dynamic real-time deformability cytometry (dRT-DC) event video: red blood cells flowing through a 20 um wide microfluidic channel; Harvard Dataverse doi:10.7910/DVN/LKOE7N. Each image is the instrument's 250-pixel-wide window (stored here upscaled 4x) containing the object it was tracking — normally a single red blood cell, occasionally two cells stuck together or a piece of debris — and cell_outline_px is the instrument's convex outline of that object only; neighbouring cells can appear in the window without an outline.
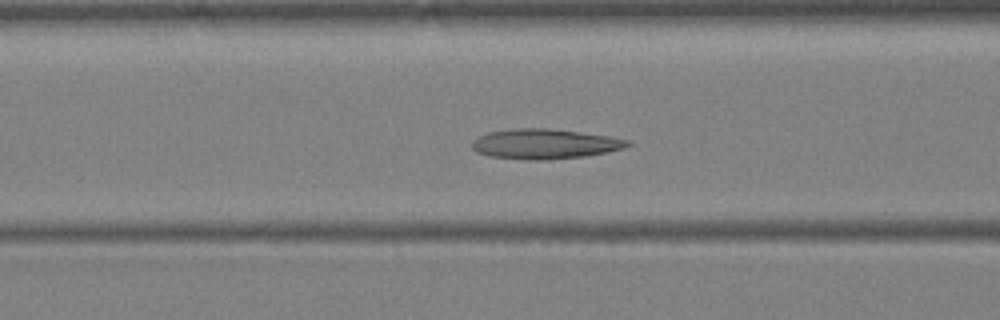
{"species": "Egyptian fruit bat (a non-hibernating species)", "species_latin": "Rousettus aegyptiacus", "temperature_condition": "warm", "stored_images_in_passage": 38, "camera_frame_rate_fps": 3000, "um_per_image_px": 0.085, "animal": {"sex": "female"}, "frame": {"image": 1, "passage_image": 15, "time_ms": 4.667, "image_size_px": [1000, 320], "cell_outline_px": [[632, 144], [624, 148], [608, 152], [584, 156], [548, 160], [532, 160], [492, 156], [476, 152], [472, 148], [472, 140], [488, 132], [512, 128], [548, 128], [580, 132], [608, 136], [632, 140]], "centroid_in_image_um": [46.33, 12.23], "position_along_channel_um": 120.3, "area_um2": 27.22}}
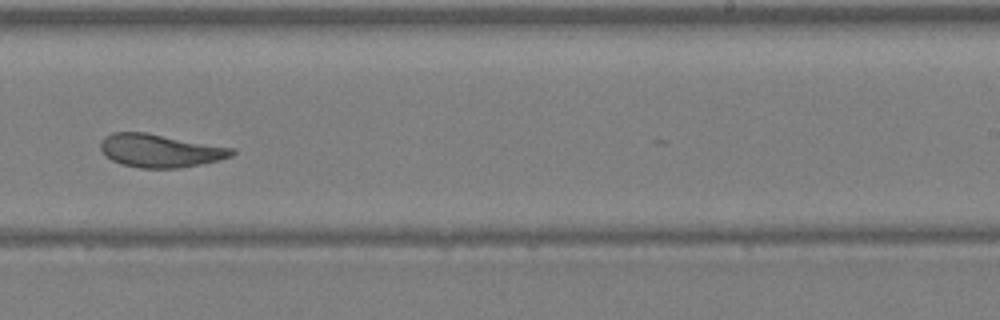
{"frame": {"image": 2, "passage_image": 24, "time_ms": 7.667, "image_size_px": [1000, 320], "cell_outline_px": [[236, 152], [232, 156], [220, 160], [200, 164], [176, 168], [140, 168], [124, 164], [112, 160], [104, 156], [100, 148], [100, 140], [104, 136], [112, 132], [144, 132], [236, 148]], "centroid_in_image_um": [13.61, 12.8], "position_along_channel_um": 275.4, "area_um2": 25.49}}
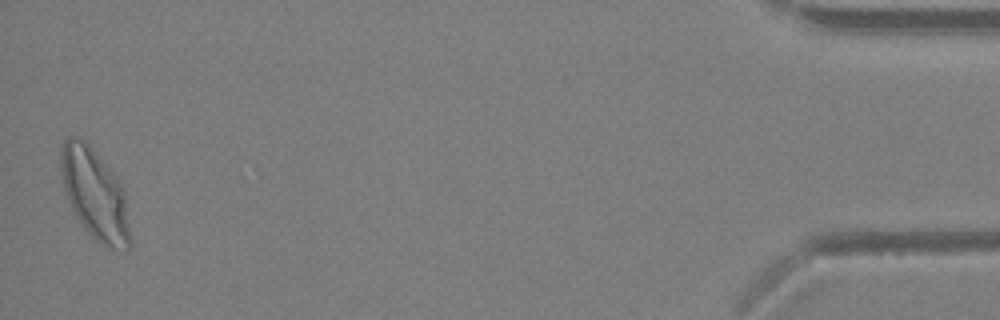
{"frame": {"image": 3, "passage_image": 38, "time_ms": 12.333, "image_size_px": [1000, 320], "cell_outline_px": [[132, 244], [128, 248], [104, 248], [84, 228], [76, 216], [68, 200], [64, 188], [60, 172], [60, 144], [68, 136], [80, 136], [92, 148], [116, 176], [124, 188], [132, 240]], "centroid_in_image_um": [8.06, 16.49], "position_along_channel_um": 427.1, "area_um2": 36.99}}